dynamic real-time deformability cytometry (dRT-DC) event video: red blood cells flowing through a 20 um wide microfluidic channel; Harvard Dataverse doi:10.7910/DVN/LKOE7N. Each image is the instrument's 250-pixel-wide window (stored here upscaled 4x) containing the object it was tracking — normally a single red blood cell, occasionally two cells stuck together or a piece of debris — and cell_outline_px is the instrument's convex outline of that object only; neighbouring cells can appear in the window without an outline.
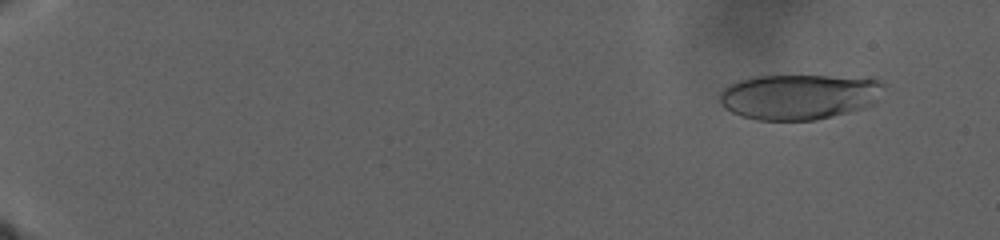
{"species": "human", "species_latin": "Homo sapiens", "temperature_condition": "warm", "stored_images_in_passage": 94, "camera_frame_rate_fps": 3000, "um_per_image_px": 0.085, "donor": {"sex": "male"}, "frame": {"image": 1, "passage_image": 13, "time_ms": 3.667, "image_size_px": [1000, 240], "cell_outline_px": [[884, 84], [876, 104], [864, 108], [816, 120], [756, 120], [740, 116], [724, 108], [720, 104], [720, 92], [724, 88], [740, 80], [752, 76], [868, 76]], "centroid_in_image_um": [67.95, 8.21], "position_along_channel_um": 17.0, "area_um2": 43.81}}
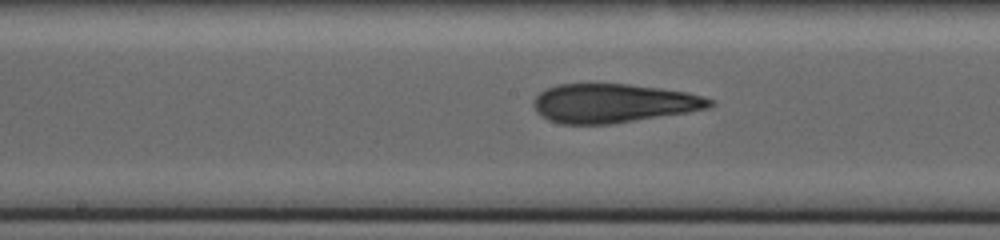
{"frame": {"image": 2, "passage_image": 63, "time_ms": 20.667, "image_size_px": [1000, 240], "cell_outline_px": [[716, 104], [708, 108], [688, 112], [612, 124], [560, 124], [548, 120], [540, 116], [536, 112], [532, 104], [532, 100], [544, 88], [556, 84], [628, 84], [660, 88], [688, 92], [704, 96], [716, 100]], "centroid_in_image_um": [52.12, 8.77], "position_along_channel_um": 196.1, "area_um2": 40.46}}
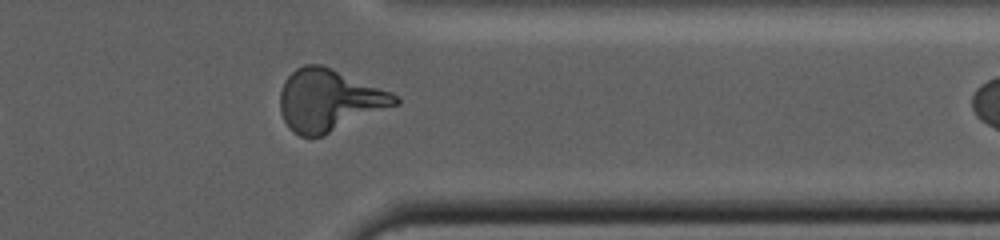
{"frame": {"image": 3, "passage_image": 93, "time_ms": 31.0, "image_size_px": [1000, 240], "cell_outline_px": [[400, 104], [324, 136], [300, 136], [292, 132], [288, 128], [280, 112], [280, 92], [284, 80], [296, 68], [304, 64], [320, 64], [332, 68], [392, 92], [400, 96]], "centroid_in_image_um": [27.98, 8.53], "position_along_channel_um": 383.4, "area_um2": 41.96}}